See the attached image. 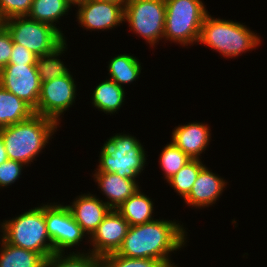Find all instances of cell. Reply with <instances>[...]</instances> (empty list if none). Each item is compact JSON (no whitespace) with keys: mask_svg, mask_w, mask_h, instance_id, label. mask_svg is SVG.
<instances>
[{"mask_svg":"<svg viewBox=\"0 0 267 267\" xmlns=\"http://www.w3.org/2000/svg\"><path fill=\"white\" fill-rule=\"evenodd\" d=\"M102 267H170L165 261L146 258H128L116 252L101 257Z\"/></svg>","mask_w":267,"mask_h":267,"instance_id":"28","label":"cell"},{"mask_svg":"<svg viewBox=\"0 0 267 267\" xmlns=\"http://www.w3.org/2000/svg\"><path fill=\"white\" fill-rule=\"evenodd\" d=\"M165 19V0H128L124 7V23L150 47L164 38Z\"/></svg>","mask_w":267,"mask_h":267,"instance_id":"8","label":"cell"},{"mask_svg":"<svg viewBox=\"0 0 267 267\" xmlns=\"http://www.w3.org/2000/svg\"><path fill=\"white\" fill-rule=\"evenodd\" d=\"M37 55L23 45L13 43L9 64H36Z\"/></svg>","mask_w":267,"mask_h":267,"instance_id":"31","label":"cell"},{"mask_svg":"<svg viewBox=\"0 0 267 267\" xmlns=\"http://www.w3.org/2000/svg\"><path fill=\"white\" fill-rule=\"evenodd\" d=\"M76 85L72 73L41 83V92L34 113L50 118L60 125V116L75 103Z\"/></svg>","mask_w":267,"mask_h":267,"instance_id":"10","label":"cell"},{"mask_svg":"<svg viewBox=\"0 0 267 267\" xmlns=\"http://www.w3.org/2000/svg\"><path fill=\"white\" fill-rule=\"evenodd\" d=\"M205 166L201 159H192L183 166L167 183L171 185L174 192L177 193L183 200L188 196L192 186L197 179L200 170Z\"/></svg>","mask_w":267,"mask_h":267,"instance_id":"25","label":"cell"},{"mask_svg":"<svg viewBox=\"0 0 267 267\" xmlns=\"http://www.w3.org/2000/svg\"><path fill=\"white\" fill-rule=\"evenodd\" d=\"M183 226L176 219H154L130 226L116 253L128 258L157 259L165 261L170 267H178L172 263L170 255L187 244L188 232Z\"/></svg>","mask_w":267,"mask_h":267,"instance_id":"1","label":"cell"},{"mask_svg":"<svg viewBox=\"0 0 267 267\" xmlns=\"http://www.w3.org/2000/svg\"><path fill=\"white\" fill-rule=\"evenodd\" d=\"M129 228L130 225L123 216L118 211L111 209L89 237L88 242L90 241L92 249L87 251L99 257L117 252Z\"/></svg>","mask_w":267,"mask_h":267,"instance_id":"13","label":"cell"},{"mask_svg":"<svg viewBox=\"0 0 267 267\" xmlns=\"http://www.w3.org/2000/svg\"><path fill=\"white\" fill-rule=\"evenodd\" d=\"M218 174H215L206 167L200 170L191 191L184 199L187 206L195 207V209L206 208L215 204L223 193V189L227 186V181Z\"/></svg>","mask_w":267,"mask_h":267,"instance_id":"15","label":"cell"},{"mask_svg":"<svg viewBox=\"0 0 267 267\" xmlns=\"http://www.w3.org/2000/svg\"><path fill=\"white\" fill-rule=\"evenodd\" d=\"M164 38L188 46L198 44L201 27L209 13L202 0H165Z\"/></svg>","mask_w":267,"mask_h":267,"instance_id":"6","label":"cell"},{"mask_svg":"<svg viewBox=\"0 0 267 267\" xmlns=\"http://www.w3.org/2000/svg\"><path fill=\"white\" fill-rule=\"evenodd\" d=\"M0 85L36 109L41 92L36 64H8L0 70Z\"/></svg>","mask_w":267,"mask_h":267,"instance_id":"11","label":"cell"},{"mask_svg":"<svg viewBox=\"0 0 267 267\" xmlns=\"http://www.w3.org/2000/svg\"><path fill=\"white\" fill-rule=\"evenodd\" d=\"M141 64L136 56L118 54L108 62L109 79L125 88L124 85L126 86V84H131L139 79L142 70Z\"/></svg>","mask_w":267,"mask_h":267,"instance_id":"21","label":"cell"},{"mask_svg":"<svg viewBox=\"0 0 267 267\" xmlns=\"http://www.w3.org/2000/svg\"><path fill=\"white\" fill-rule=\"evenodd\" d=\"M77 6H75L78 8L76 21L85 30L104 31L114 29L124 22V8L117 3L87 0Z\"/></svg>","mask_w":267,"mask_h":267,"instance_id":"12","label":"cell"},{"mask_svg":"<svg viewBox=\"0 0 267 267\" xmlns=\"http://www.w3.org/2000/svg\"><path fill=\"white\" fill-rule=\"evenodd\" d=\"M125 93V88L106 78L94 88L92 106L110 116L117 114L124 105Z\"/></svg>","mask_w":267,"mask_h":267,"instance_id":"19","label":"cell"},{"mask_svg":"<svg viewBox=\"0 0 267 267\" xmlns=\"http://www.w3.org/2000/svg\"><path fill=\"white\" fill-rule=\"evenodd\" d=\"M59 124L54 120L33 114L29 119L0 128L8 158L22 162L26 167L37 160L51 140Z\"/></svg>","mask_w":267,"mask_h":267,"instance_id":"2","label":"cell"},{"mask_svg":"<svg viewBox=\"0 0 267 267\" xmlns=\"http://www.w3.org/2000/svg\"><path fill=\"white\" fill-rule=\"evenodd\" d=\"M93 176L100 192L106 197L107 201L104 202L113 210L141 188L136 180L120 177L115 173L95 172Z\"/></svg>","mask_w":267,"mask_h":267,"instance_id":"17","label":"cell"},{"mask_svg":"<svg viewBox=\"0 0 267 267\" xmlns=\"http://www.w3.org/2000/svg\"><path fill=\"white\" fill-rule=\"evenodd\" d=\"M67 45V41H65L55 51L46 55L37 56L36 68L41 83L71 73L63 60L61 61V59H59L66 49H68Z\"/></svg>","mask_w":267,"mask_h":267,"instance_id":"24","label":"cell"},{"mask_svg":"<svg viewBox=\"0 0 267 267\" xmlns=\"http://www.w3.org/2000/svg\"><path fill=\"white\" fill-rule=\"evenodd\" d=\"M130 226L141 225L154 220V203L139 188L117 209Z\"/></svg>","mask_w":267,"mask_h":267,"instance_id":"18","label":"cell"},{"mask_svg":"<svg viewBox=\"0 0 267 267\" xmlns=\"http://www.w3.org/2000/svg\"><path fill=\"white\" fill-rule=\"evenodd\" d=\"M72 6H77L78 4L85 2L87 0H67Z\"/></svg>","mask_w":267,"mask_h":267,"instance_id":"35","label":"cell"},{"mask_svg":"<svg viewBox=\"0 0 267 267\" xmlns=\"http://www.w3.org/2000/svg\"><path fill=\"white\" fill-rule=\"evenodd\" d=\"M41 205L3 220L0 237L8 244L39 253L47 261L54 254V248L44 218V204Z\"/></svg>","mask_w":267,"mask_h":267,"instance_id":"4","label":"cell"},{"mask_svg":"<svg viewBox=\"0 0 267 267\" xmlns=\"http://www.w3.org/2000/svg\"><path fill=\"white\" fill-rule=\"evenodd\" d=\"M0 267H45L46 260L31 250L6 243L0 237Z\"/></svg>","mask_w":267,"mask_h":267,"instance_id":"23","label":"cell"},{"mask_svg":"<svg viewBox=\"0 0 267 267\" xmlns=\"http://www.w3.org/2000/svg\"><path fill=\"white\" fill-rule=\"evenodd\" d=\"M161 151L159 163L161 170L164 172V179L166 181L173 177L183 166L192 160L172 141L167 143Z\"/></svg>","mask_w":267,"mask_h":267,"instance_id":"27","label":"cell"},{"mask_svg":"<svg viewBox=\"0 0 267 267\" xmlns=\"http://www.w3.org/2000/svg\"><path fill=\"white\" fill-rule=\"evenodd\" d=\"M243 24L245 23L215 18L208 13L202 24L198 43L219 52L224 58L231 59L256 50L261 44V38Z\"/></svg>","mask_w":267,"mask_h":267,"instance_id":"3","label":"cell"},{"mask_svg":"<svg viewBox=\"0 0 267 267\" xmlns=\"http://www.w3.org/2000/svg\"><path fill=\"white\" fill-rule=\"evenodd\" d=\"M57 203L44 204V218L47 231L55 253H65V250L77 247L83 239L89 240L86 233L76 223L66 205Z\"/></svg>","mask_w":267,"mask_h":267,"instance_id":"9","label":"cell"},{"mask_svg":"<svg viewBox=\"0 0 267 267\" xmlns=\"http://www.w3.org/2000/svg\"><path fill=\"white\" fill-rule=\"evenodd\" d=\"M34 110L0 85V128L29 119Z\"/></svg>","mask_w":267,"mask_h":267,"instance_id":"20","label":"cell"},{"mask_svg":"<svg viewBox=\"0 0 267 267\" xmlns=\"http://www.w3.org/2000/svg\"><path fill=\"white\" fill-rule=\"evenodd\" d=\"M76 197L66 206L71 211L76 223L90 237L111 209L96 194L85 193Z\"/></svg>","mask_w":267,"mask_h":267,"instance_id":"14","label":"cell"},{"mask_svg":"<svg viewBox=\"0 0 267 267\" xmlns=\"http://www.w3.org/2000/svg\"><path fill=\"white\" fill-rule=\"evenodd\" d=\"M72 5L67 0H33L28 18L38 22L48 23L62 33L56 23L59 24L61 17L70 12Z\"/></svg>","mask_w":267,"mask_h":267,"instance_id":"22","label":"cell"},{"mask_svg":"<svg viewBox=\"0 0 267 267\" xmlns=\"http://www.w3.org/2000/svg\"><path fill=\"white\" fill-rule=\"evenodd\" d=\"M5 27L11 34L13 43L23 45L37 56L55 51L67 40L58 28L27 16L8 18Z\"/></svg>","mask_w":267,"mask_h":267,"instance_id":"7","label":"cell"},{"mask_svg":"<svg viewBox=\"0 0 267 267\" xmlns=\"http://www.w3.org/2000/svg\"><path fill=\"white\" fill-rule=\"evenodd\" d=\"M210 131L208 124L193 121L175 127L171 141L191 159H200L211 142Z\"/></svg>","mask_w":267,"mask_h":267,"instance_id":"16","label":"cell"},{"mask_svg":"<svg viewBox=\"0 0 267 267\" xmlns=\"http://www.w3.org/2000/svg\"><path fill=\"white\" fill-rule=\"evenodd\" d=\"M8 159L9 158L7 155L6 148L4 146L2 138L0 137V164L6 162Z\"/></svg>","mask_w":267,"mask_h":267,"instance_id":"33","label":"cell"},{"mask_svg":"<svg viewBox=\"0 0 267 267\" xmlns=\"http://www.w3.org/2000/svg\"><path fill=\"white\" fill-rule=\"evenodd\" d=\"M100 1H108V2H113L121 5L123 8L125 7L126 3L128 0H100Z\"/></svg>","mask_w":267,"mask_h":267,"instance_id":"34","label":"cell"},{"mask_svg":"<svg viewBox=\"0 0 267 267\" xmlns=\"http://www.w3.org/2000/svg\"><path fill=\"white\" fill-rule=\"evenodd\" d=\"M73 252V253H72ZM55 253L47 261L45 267H102L101 257L89 252L74 251Z\"/></svg>","mask_w":267,"mask_h":267,"instance_id":"26","label":"cell"},{"mask_svg":"<svg viewBox=\"0 0 267 267\" xmlns=\"http://www.w3.org/2000/svg\"><path fill=\"white\" fill-rule=\"evenodd\" d=\"M33 0H0V11L5 19L27 16Z\"/></svg>","mask_w":267,"mask_h":267,"instance_id":"30","label":"cell"},{"mask_svg":"<svg viewBox=\"0 0 267 267\" xmlns=\"http://www.w3.org/2000/svg\"><path fill=\"white\" fill-rule=\"evenodd\" d=\"M147 154L134 135L117 133L107 138L99 154L95 172L115 173L120 177L137 180L145 169Z\"/></svg>","mask_w":267,"mask_h":267,"instance_id":"5","label":"cell"},{"mask_svg":"<svg viewBox=\"0 0 267 267\" xmlns=\"http://www.w3.org/2000/svg\"><path fill=\"white\" fill-rule=\"evenodd\" d=\"M12 49L13 40L11 34L4 27L0 30V70L9 64Z\"/></svg>","mask_w":267,"mask_h":267,"instance_id":"32","label":"cell"},{"mask_svg":"<svg viewBox=\"0 0 267 267\" xmlns=\"http://www.w3.org/2000/svg\"><path fill=\"white\" fill-rule=\"evenodd\" d=\"M5 21L6 19L3 17L0 11V30H2L5 27Z\"/></svg>","mask_w":267,"mask_h":267,"instance_id":"36","label":"cell"},{"mask_svg":"<svg viewBox=\"0 0 267 267\" xmlns=\"http://www.w3.org/2000/svg\"><path fill=\"white\" fill-rule=\"evenodd\" d=\"M25 166L22 162L11 159L0 164V188H6L19 180Z\"/></svg>","mask_w":267,"mask_h":267,"instance_id":"29","label":"cell"}]
</instances>
